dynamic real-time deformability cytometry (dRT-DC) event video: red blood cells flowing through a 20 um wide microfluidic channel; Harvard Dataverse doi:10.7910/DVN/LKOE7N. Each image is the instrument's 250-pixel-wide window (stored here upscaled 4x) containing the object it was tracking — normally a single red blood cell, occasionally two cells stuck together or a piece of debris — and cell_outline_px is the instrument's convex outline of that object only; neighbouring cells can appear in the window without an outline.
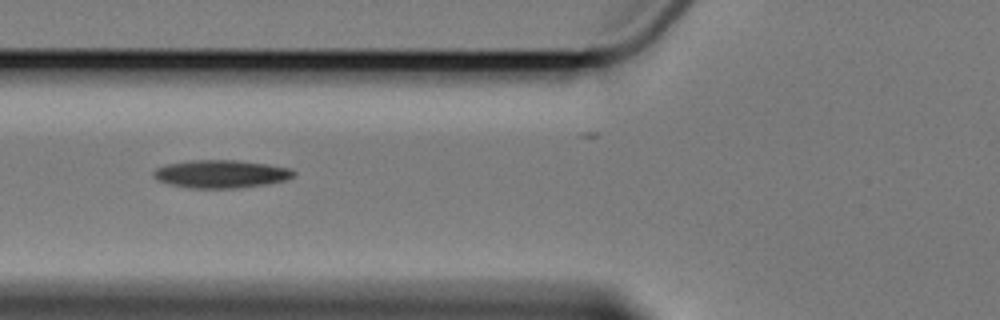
{"species": "Egyptian fruit bat (a non-hibernating species)", "species_latin": "Rousettus aegyptiacus", "temperature_condition": "cold", "stored_images_in_passage": 6, "camera_frame_rate_fps": 3000, "um_per_image_px": 0.085, "animal": {"sex": "female"}, "frame": {"image": 1, "passage_image": 4, "time_ms": 3.667, "image_size_px": [1000, 320], "cell_outline_px": [[296, 172], [292, 176], [284, 180], [268, 184], [236, 188], [192, 188], [172, 184], [160, 180], [152, 176], [152, 172], [156, 168], [164, 164], [188, 160], [236, 160], [268, 164], [292, 168]], "centroid_in_image_um": [18.78, 14.77], "position_along_channel_um": 107.0, "area_um2": 22.83}}
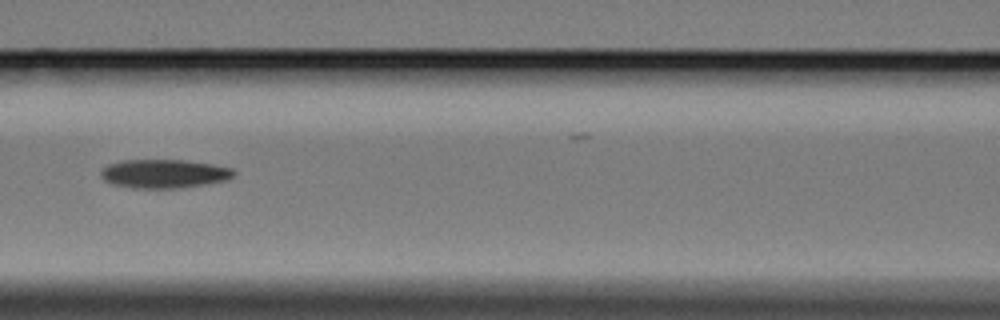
{"frame": {"image": 2, "passage_image": 5, "time_ms": 5.0, "image_size_px": [1000, 320], "cell_outline_px": [[236, 172], [228, 180], [208, 184], [180, 188], [132, 188], [112, 184], [104, 180], [100, 176], [100, 172], [108, 164], [124, 160], [184, 160], [212, 164], [232, 168]], "centroid_in_image_um": [13.96, 14.77], "position_along_channel_um": 152.6, "area_um2": 22.37}}